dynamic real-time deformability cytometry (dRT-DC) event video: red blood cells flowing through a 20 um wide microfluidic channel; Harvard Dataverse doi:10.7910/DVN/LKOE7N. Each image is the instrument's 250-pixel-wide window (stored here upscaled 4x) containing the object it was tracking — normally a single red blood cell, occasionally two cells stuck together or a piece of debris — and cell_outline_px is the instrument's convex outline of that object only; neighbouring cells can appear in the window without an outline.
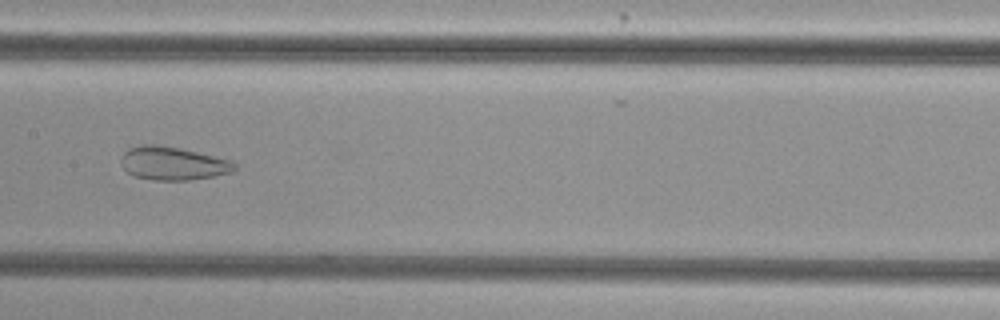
{"species": "common noctule bat (a hibernating species)", "species_latin": "Nyctalus noctula", "temperature_condition": "cold", "stored_images_in_passage": 53, "camera_frame_rate_fps": 3000, "um_per_image_px": 0.085, "animal": {"sex": "female", "body_mass_g": 29.2, "forearm_length_mm": 56.3}, "frame": {"image": 1, "passage_image": 27, "time_ms": 8.667, "image_size_px": [1000, 320], "cell_outline_px": [[236, 168], [232, 172], [212, 176], [188, 180], [156, 180], [136, 176], [128, 172], [124, 168], [120, 160], [124, 152], [128, 148], [144, 144], [156, 144], [180, 148], [232, 160], [236, 164]], "centroid_in_image_um": [14.7, 13.87], "position_along_channel_um": 192.7, "area_um2": 21.91}}
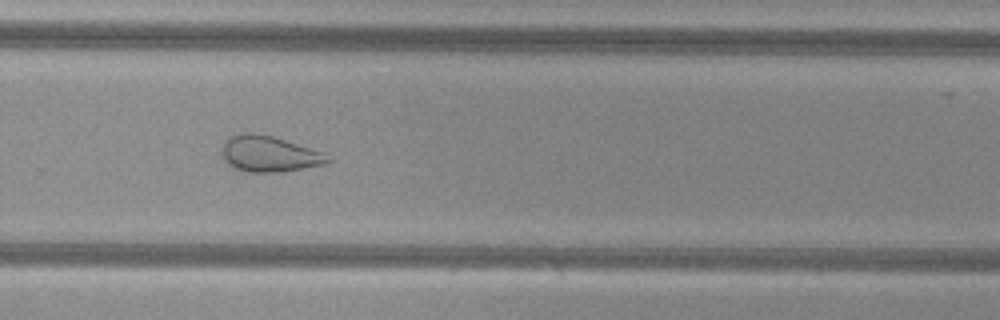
{"frame": {"image": 2, "passage_image": 36, "time_ms": 11.667, "image_size_px": [1000, 320], "cell_outline_px": [[332, 160], [324, 164], [304, 168], [280, 172], [248, 172], [236, 168], [228, 164], [224, 160], [224, 144], [228, 136], [240, 132], [252, 132], [272, 136], [320, 152]], "centroid_in_image_um": [22.83, 13.08], "position_along_channel_um": 307.0, "area_um2": 21.68}}
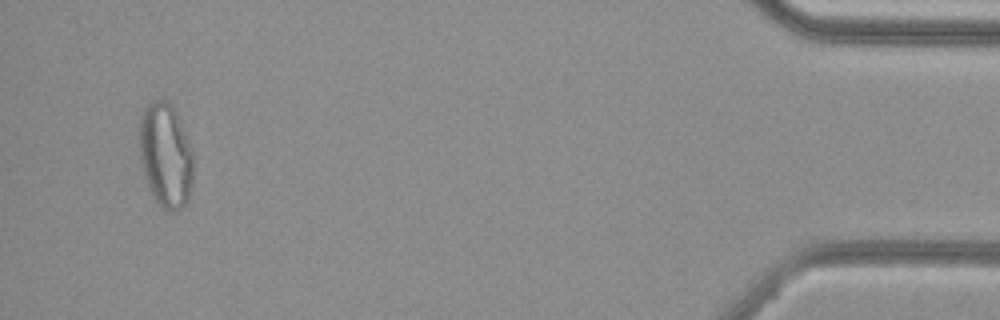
{"frame": {"image": 3, "passage_image": 51, "time_ms": 16.667, "image_size_px": [1000, 320], "cell_outline_px": [[196, 160], [192, 184], [188, 204], [176, 212], [168, 212], [160, 208], [152, 196], [148, 188], [144, 176], [140, 160], [140, 116], [144, 108], [148, 104], [156, 100], [168, 100], [176, 112], [192, 148]], "centroid_in_image_um": [14.12, 13.28], "position_along_channel_um": 421.1, "area_um2": 33.87}, "authors_computed_cell_mechanics": {"area_um2": 29.9404, "velocity_mm_per_s": 3.8185, "shape_relaxation_time_tau1_ms": null, "shape_relaxation_time_tau2_ms": 2.2495, "deformation_change_tau1": null, "deformation_change_tau2": 0.099}}